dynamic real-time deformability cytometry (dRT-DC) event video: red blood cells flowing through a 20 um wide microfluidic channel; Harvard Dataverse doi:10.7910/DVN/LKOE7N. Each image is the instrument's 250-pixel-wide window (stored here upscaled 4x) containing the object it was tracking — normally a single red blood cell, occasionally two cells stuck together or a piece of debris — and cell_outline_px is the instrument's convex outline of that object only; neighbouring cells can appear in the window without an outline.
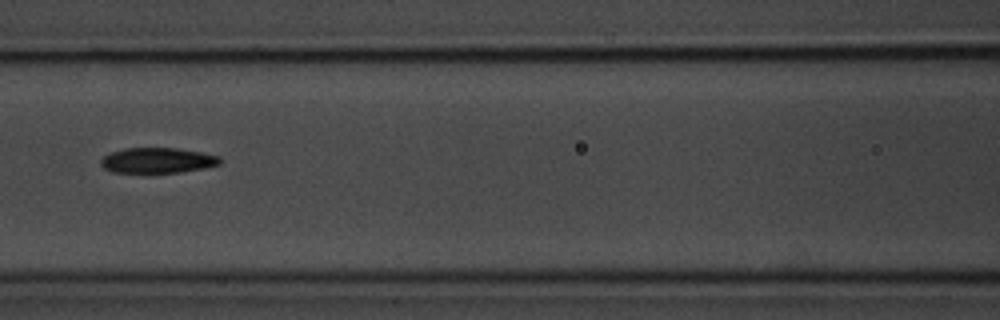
{"species": "common noctule bat (a hibernating species)", "species_latin": "Nyctalus noctula", "temperature_condition": "room temperature", "stored_images_in_passage": 13, "camera_frame_rate_fps": 3000, "um_per_image_px": 0.085, "animal": {"sex": "male", "body_mass_g": 20.1, "forearm_length_mm": 53.5}, "frame": {"image": 1, "passage_image": 6, "time_ms": 7.0, "image_size_px": [1000, 320], "cell_outline_px": [[220, 164], [204, 168], [180, 172], [152, 176], [148, 176], [112, 172], [104, 168], [100, 164], [100, 160], [104, 156], [112, 152], [124, 148], [176, 148], [200, 152], [220, 156]], "centroid_in_image_um": [13.33, 13.69], "position_along_channel_um": 153.3, "area_um2": 18.5}}
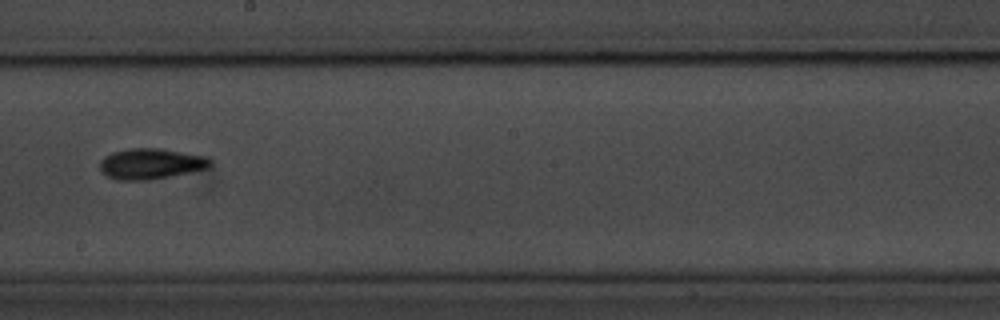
{"frame": {"image": 2, "passage_image": 8, "time_ms": 9.333, "image_size_px": [1000, 320], "cell_outline_px": [[212, 164], [208, 168], [192, 172], [148, 180], [116, 180], [100, 172], [100, 160], [104, 156], [112, 152], [128, 148], [160, 148], [208, 156], [212, 160]], "centroid_in_image_um": [12.83, 13.91], "position_along_channel_um": 235.4, "area_um2": 20.06}, "authors_computed_cell_mechanics": {"area_um2": 18.3226, "velocity_mm_per_s": 3.5142, "shape_relaxation_time_tau1_ms": 3.0771, "shape_relaxation_time_tau2_ms": null, "deformation_change_tau1": 0.229, "deformation_change_tau2": null}}